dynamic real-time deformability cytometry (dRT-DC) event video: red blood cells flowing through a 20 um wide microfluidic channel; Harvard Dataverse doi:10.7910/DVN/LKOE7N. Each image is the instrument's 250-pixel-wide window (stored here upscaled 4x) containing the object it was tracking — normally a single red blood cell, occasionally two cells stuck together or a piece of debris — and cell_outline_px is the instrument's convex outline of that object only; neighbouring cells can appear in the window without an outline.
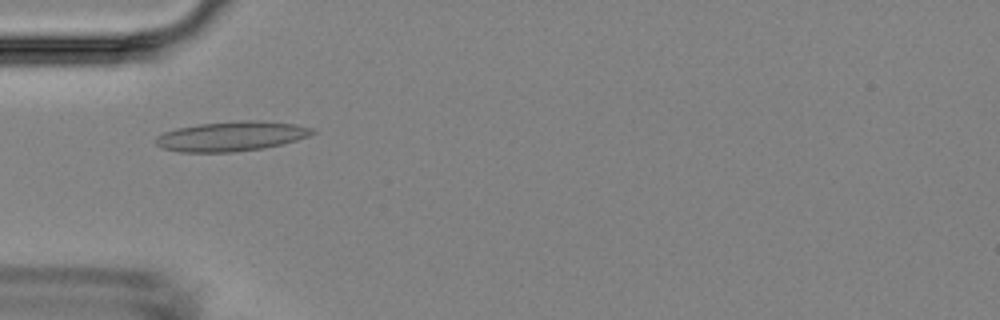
{"species": "Egyptian fruit bat (a non-hibernating species)", "species_latin": "Rousettus aegyptiacus", "temperature_condition": "room temperature", "stored_images_in_passage": 7, "camera_frame_rate_fps": 3000, "um_per_image_px": 0.085, "animal": {"sex": "female"}, "frame": {"image": 1, "passage_image": 5, "time_ms": 4.667, "image_size_px": [1000, 320], "cell_outline_px": [[316, 132], [308, 136], [296, 140], [264, 148], [236, 152], [180, 152], [160, 148], [156, 144], [156, 136], [164, 132], [176, 128], [200, 124], [236, 120], [260, 120], [296, 124], [312, 128]], "centroid_in_image_um": [19.65, 11.58], "position_along_channel_um": 65.4, "area_um2": 27.28}}